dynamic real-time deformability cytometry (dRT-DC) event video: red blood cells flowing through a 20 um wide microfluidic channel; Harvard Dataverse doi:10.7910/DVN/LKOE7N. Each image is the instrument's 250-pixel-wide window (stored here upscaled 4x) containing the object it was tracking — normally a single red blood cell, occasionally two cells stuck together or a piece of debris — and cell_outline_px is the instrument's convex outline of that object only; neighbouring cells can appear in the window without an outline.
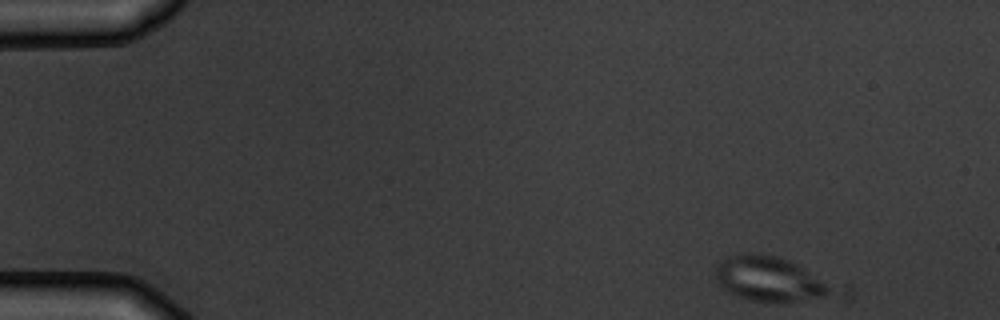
{"species": "common noctule bat (a hibernating species)", "species_latin": "Nyctalus noctula", "temperature_condition": "warm", "stored_images_in_passage": 4, "camera_frame_rate_fps": 3000, "um_per_image_px": 0.085, "animal": {"sex": "male", "body_mass_g": 19.5, "forearm_length_mm": 54.6}, "frame": {"image": 1, "passage_image": 1, "time_ms": 0.0, "image_size_px": [1000, 320], "cell_outline_px": [[852, 300], [848, 304], [752, 300], [728, 292], [716, 280], [716, 264], [720, 260], [728, 256], [740, 252], [760, 252], [776, 256], [788, 260], [852, 288]], "centroid_in_image_um": [66.09, 23.83], "position_along_channel_um": 18.9, "area_um2": 34.97}}